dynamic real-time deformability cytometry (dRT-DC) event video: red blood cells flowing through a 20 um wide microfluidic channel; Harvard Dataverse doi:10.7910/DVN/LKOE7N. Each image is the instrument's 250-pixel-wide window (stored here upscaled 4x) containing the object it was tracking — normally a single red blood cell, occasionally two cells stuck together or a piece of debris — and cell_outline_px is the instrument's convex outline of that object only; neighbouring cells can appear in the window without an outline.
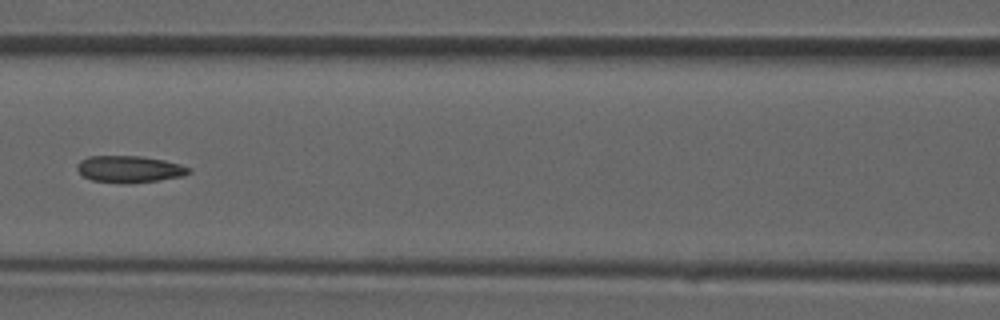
{"species": "common noctule bat (a hibernating species)", "species_latin": "Nyctalus noctula", "temperature_condition": "room temperature", "stored_images_in_passage": 42, "camera_frame_rate_fps": 3000, "um_per_image_px": 0.085, "animal": {"sex": "male", "forearm_length_mm": 52.5}, "frame": {"image": 1, "passage_image": 19, "time_ms": 6.0, "image_size_px": [1000, 320], "cell_outline_px": [[192, 172], [184, 176], [128, 184], [92, 180], [84, 176], [76, 168], [76, 164], [80, 160], [88, 156], [140, 156], [164, 160], [180, 164], [192, 168]], "centroid_in_image_um": [11.02, 14.37], "position_along_channel_um": 155.6, "area_um2": 17.51}}
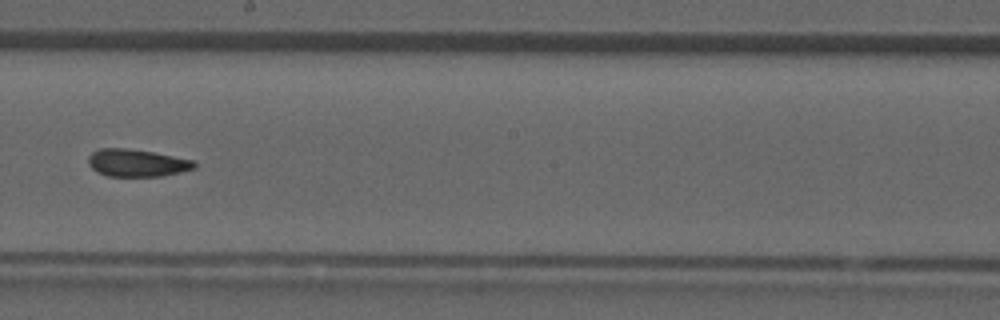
{"frame": {"image": 2, "passage_image": 24, "time_ms": 7.667, "image_size_px": [1000, 320], "cell_outline_px": [[196, 168], [180, 172], [160, 176], [108, 176], [96, 172], [88, 164], [88, 156], [92, 152], [100, 148], [128, 148], [152, 152], [196, 160]], "centroid_in_image_um": [11.63, 13.84], "position_along_channel_um": 236.6, "area_um2": 17.05}}